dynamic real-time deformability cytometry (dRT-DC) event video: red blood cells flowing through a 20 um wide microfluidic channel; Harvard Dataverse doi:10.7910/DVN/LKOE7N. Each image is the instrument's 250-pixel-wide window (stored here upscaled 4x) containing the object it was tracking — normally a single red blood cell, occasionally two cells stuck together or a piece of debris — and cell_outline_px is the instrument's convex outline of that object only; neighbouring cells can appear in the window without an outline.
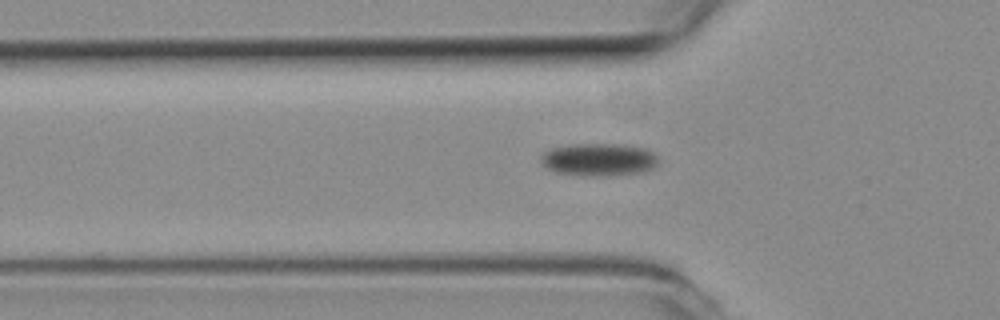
{"species": "common noctule bat (a hibernating species)", "species_latin": "Nyctalus noctula", "temperature_condition": "room temperature", "stored_images_in_passage": 35, "camera_frame_rate_fps": 3000, "um_per_image_px": 0.085, "animal": {"sex": "female", "body_mass_g": 19.3, "forearm_length_mm": 54.1}, "frame": {"image": 1, "passage_image": 7, "time_ms": 2.0, "image_size_px": [1000, 320], "cell_outline_px": [[656, 164], [652, 168], [644, 172], [608, 176], [580, 176], [556, 172], [548, 168], [540, 160], [540, 156], [548, 148], [568, 144], [624, 144], [648, 148], [656, 156]], "centroid_in_image_um": [50.88, 13.56], "position_along_channel_um": 74.9, "area_um2": 22.72}}
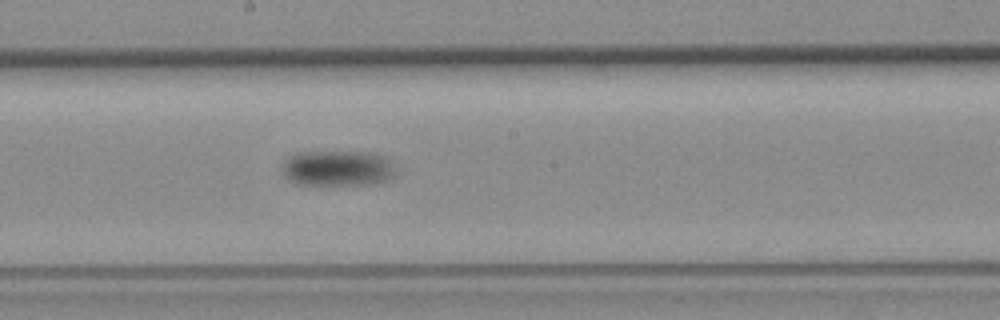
{"frame": {"image": 2, "passage_image": 20, "time_ms": 6.333, "image_size_px": [1000, 320], "cell_outline_px": [[396, 176], [388, 180], [372, 184], [304, 184], [292, 180], [284, 172], [284, 160], [288, 156], [304, 152], [364, 152], [384, 156], [396, 168]], "centroid_in_image_um": [28.79, 14.29], "position_along_channel_um": 219.4, "area_um2": 23.12}}
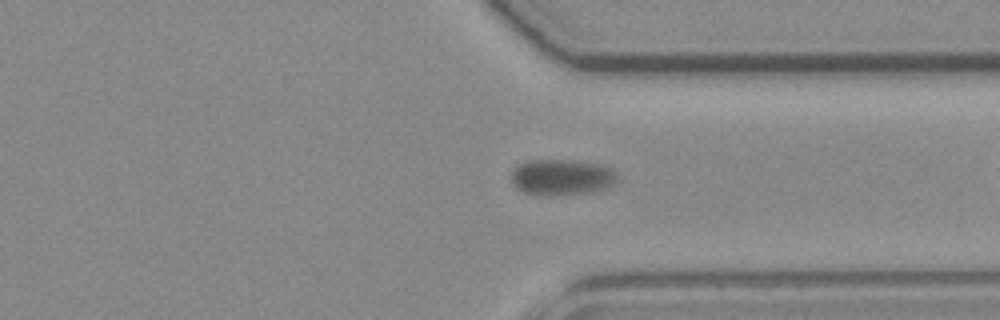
{"frame": {"image": 3, "passage_image": 33, "time_ms": 10.667, "image_size_px": [1000, 320], "cell_outline_px": [[620, 180], [608, 188], [588, 192], [556, 196], [544, 196], [524, 192], [516, 188], [512, 184], [512, 172], [520, 164], [528, 160], [572, 160], [604, 164], [612, 168], [616, 172]], "centroid_in_image_um": [47.81, 15.07], "position_along_channel_um": 363.6, "area_um2": 22.66}}